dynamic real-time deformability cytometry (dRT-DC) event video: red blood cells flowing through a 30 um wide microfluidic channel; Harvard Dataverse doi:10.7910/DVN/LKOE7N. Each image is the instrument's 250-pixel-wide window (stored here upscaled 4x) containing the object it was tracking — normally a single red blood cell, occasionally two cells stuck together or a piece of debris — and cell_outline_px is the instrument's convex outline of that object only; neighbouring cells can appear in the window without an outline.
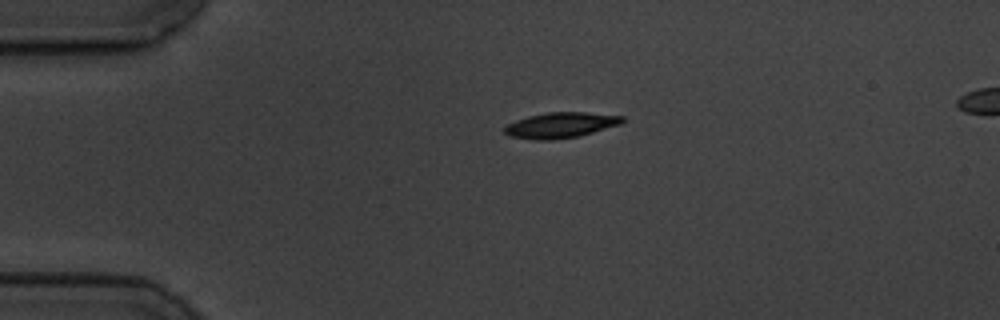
{"species": "common noctule bat (a hibernating species)", "species_latin": "Nyctalus noctula", "temperature_condition": "cold", "stored_images_in_passage": 3, "segment_of_instrument_passage": [1, 2], "camera_frame_rate_fps": 3000, "um_per_image_px": 0.085, "animal": {"sex": "male", "body_mass_g": 19.5, "forearm_length_mm": 54.6}, "frame": {"image": 1, "passage_image": 1, "time_ms": 0.0, "image_size_px": [1000, 320], "cell_outline_px": [[624, 120], [620, 124], [592, 132], [576, 136], [552, 140], [536, 140], [508, 136], [504, 132], [504, 128], [508, 124], [516, 120], [528, 116], [548, 112], [584, 112], [624, 116]], "centroid_in_image_um": [47.62, 10.63], "position_along_channel_um": 37.4, "area_um2": 17.34}}